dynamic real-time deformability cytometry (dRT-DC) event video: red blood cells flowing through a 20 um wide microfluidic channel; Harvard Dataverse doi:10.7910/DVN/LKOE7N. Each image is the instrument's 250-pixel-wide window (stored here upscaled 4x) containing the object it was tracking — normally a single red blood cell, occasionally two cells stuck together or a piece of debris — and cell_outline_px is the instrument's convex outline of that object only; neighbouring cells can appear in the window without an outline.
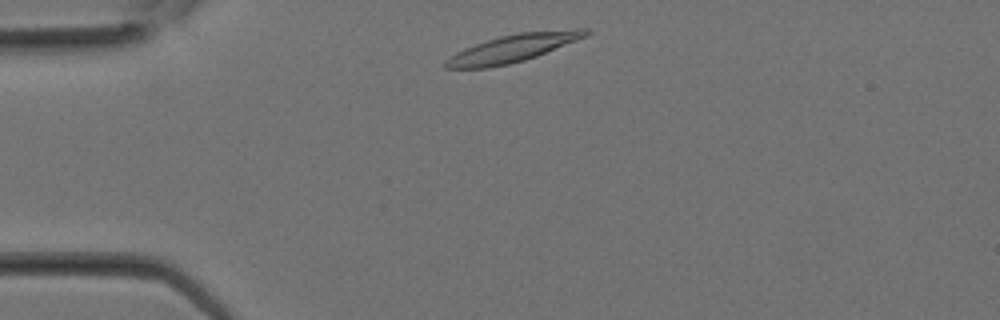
{"species": "Egyptian fruit bat (a non-hibernating species)", "species_latin": "Rousettus aegyptiacus", "temperature_condition": "room temperature", "stored_images_in_passage": 20, "camera_frame_rate_fps": 3000, "um_per_image_px": 0.085, "animal": {"sex": "female"}, "frame": {"image": 1, "passage_image": 1, "time_ms": 0.0, "image_size_px": [1000, 320], "cell_outline_px": [[592, 32], [588, 36], [536, 56], [524, 60], [508, 64], [488, 68], [444, 68], [444, 60], [456, 52], [464, 48], [500, 36], [520, 32], [576, 28], [588, 28]], "centroid_in_image_um": [43.63, 4.08], "position_along_channel_um": 41.4, "area_um2": 22.6}}
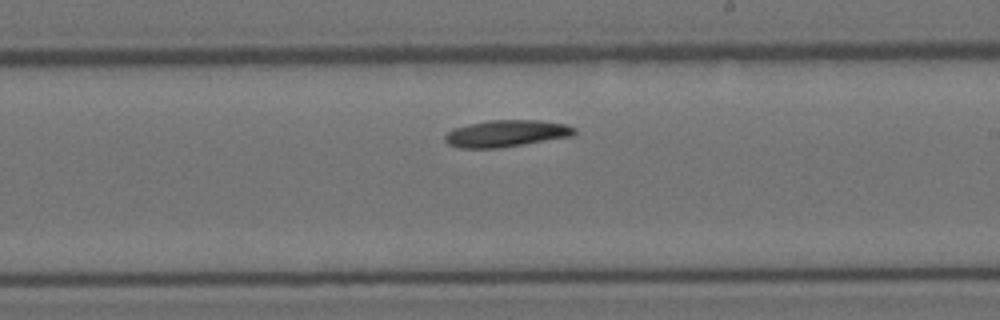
{"frame": {"image": 2, "passage_image": 11, "time_ms": 3.333, "image_size_px": [1000, 320], "cell_outline_px": [[576, 132], [572, 136], [524, 144], [496, 148], [460, 148], [448, 144], [444, 140], [444, 136], [452, 128], [468, 124], [488, 120], [540, 120], [564, 124], [576, 128]], "centroid_in_image_um": [43.01, 11.34], "position_along_channel_um": 246.0, "area_um2": 20.23}}
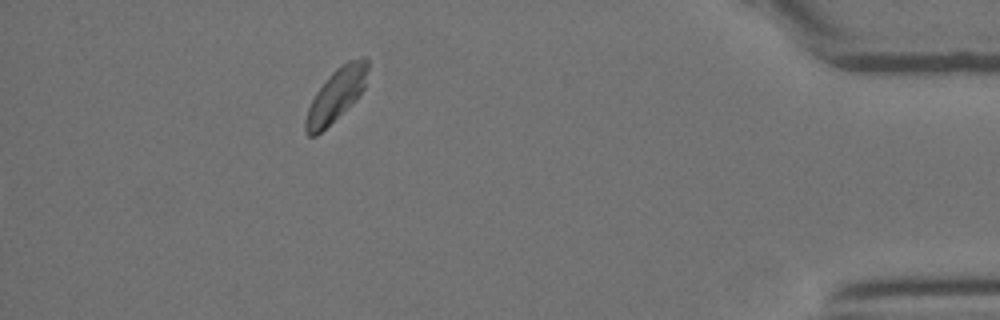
{"frame": {"image": 3, "passage_image": 20, "time_ms": 6.333, "image_size_px": [1000, 320], "cell_outline_px": [[368, 68], [364, 88], [356, 100], [316, 136], [308, 136], [304, 132], [304, 120], [308, 108], [316, 92], [328, 76], [336, 68], [348, 60], [360, 56], [368, 56]], "centroid_in_image_um": [28.57, 8.05], "position_along_channel_um": 406.6, "area_um2": 19.19}}